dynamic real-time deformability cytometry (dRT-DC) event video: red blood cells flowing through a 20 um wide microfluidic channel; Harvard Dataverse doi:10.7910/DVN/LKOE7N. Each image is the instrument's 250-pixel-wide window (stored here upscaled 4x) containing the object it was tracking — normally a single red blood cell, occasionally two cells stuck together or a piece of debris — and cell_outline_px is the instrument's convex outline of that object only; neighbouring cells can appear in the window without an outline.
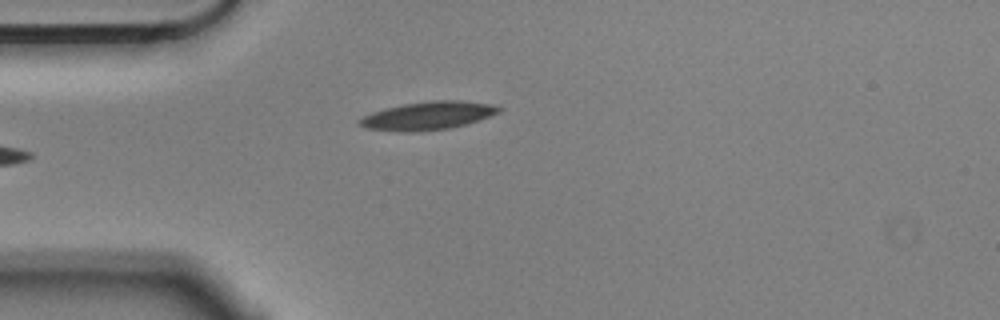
{"species": "Egyptian fruit bat (a non-hibernating species)", "species_latin": "Rousettus aegyptiacus", "temperature_condition": "cold", "stored_images_in_passage": 4, "camera_frame_rate_fps": 3000, "um_per_image_px": 0.085, "animal": {"sex": "male"}, "frame": {"image": 1, "passage_image": 4, "time_ms": 1.0, "image_size_px": [1000, 320], "cell_outline_px": [[504, 108], [500, 112], [480, 120], [452, 128], [412, 132], [400, 132], [368, 128], [356, 124], [356, 120], [372, 112], [384, 108], [404, 104], [432, 100], [460, 100], [492, 104]], "centroid_in_image_um": [36.38, 9.83], "position_along_channel_um": 48.6, "area_um2": 23.12}}